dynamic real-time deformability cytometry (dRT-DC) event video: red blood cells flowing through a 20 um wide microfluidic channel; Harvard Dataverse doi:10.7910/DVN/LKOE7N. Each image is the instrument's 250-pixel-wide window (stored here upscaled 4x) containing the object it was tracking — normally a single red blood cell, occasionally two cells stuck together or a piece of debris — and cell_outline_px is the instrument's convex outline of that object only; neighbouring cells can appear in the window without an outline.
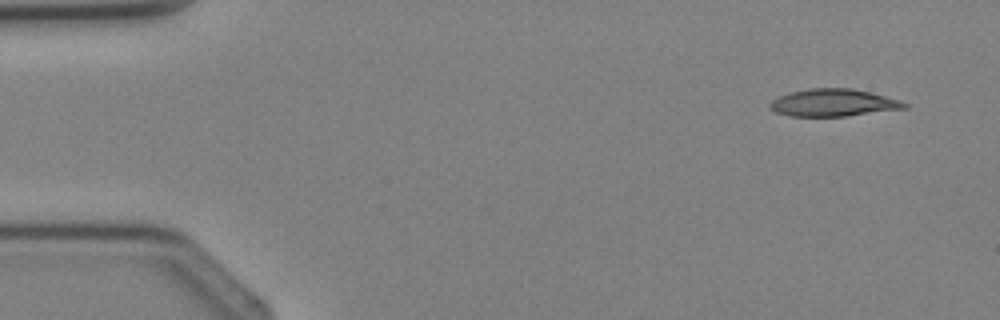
{"species": "Egyptian fruit bat (a non-hibernating species)", "species_latin": "Rousettus aegyptiacus", "temperature_condition": "cold", "stored_images_in_passage": 3, "camera_frame_rate_fps": 3000, "um_per_image_px": 0.085, "animal": {"sex": "female"}, "frame": {"image": 1, "passage_image": 1, "time_ms": 0.0, "image_size_px": [1000, 320], "cell_outline_px": [[908, 108], [844, 116], [792, 116], [776, 112], [768, 104], [772, 100], [780, 96], [792, 92], [808, 88], [852, 88], [900, 100], [908, 104]], "centroid_in_image_um": [70.85, 8.73], "position_along_channel_um": 14.2, "area_um2": 21.15}}
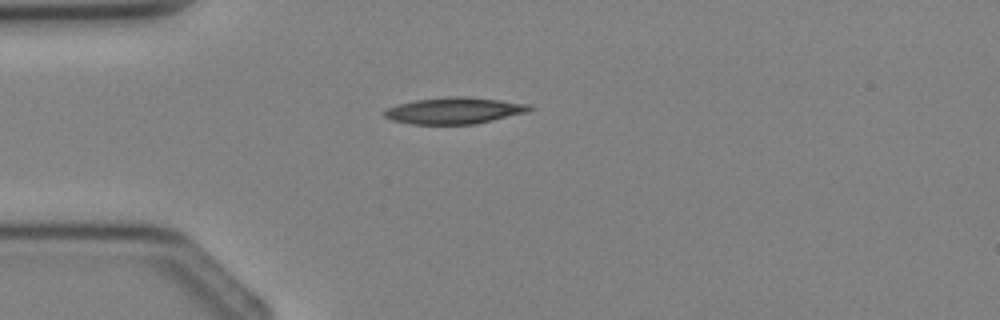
{"frame": {"image": 2, "passage_image": 3, "time_ms": 2.333, "image_size_px": [1000, 320], "cell_outline_px": [[536, 108], [528, 112], [492, 120], [472, 124], [412, 124], [392, 120], [384, 116], [384, 108], [412, 100], [448, 96], [464, 96], [500, 100], [528, 104]], "centroid_in_image_um": [38.59, 9.39], "position_along_channel_um": 46.4, "area_um2": 22.48}}